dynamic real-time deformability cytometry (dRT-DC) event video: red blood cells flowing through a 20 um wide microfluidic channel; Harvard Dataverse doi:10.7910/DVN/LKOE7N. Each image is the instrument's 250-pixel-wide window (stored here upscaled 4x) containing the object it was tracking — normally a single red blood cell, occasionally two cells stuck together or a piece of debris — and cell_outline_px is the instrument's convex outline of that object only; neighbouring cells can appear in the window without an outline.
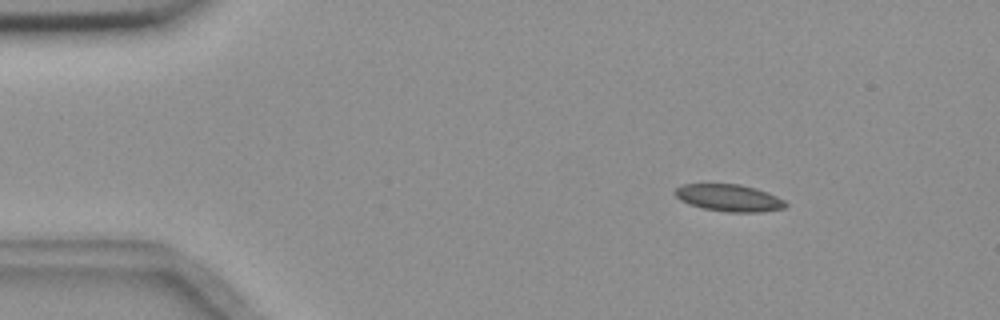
{"species": "common noctule bat (a hibernating species)", "species_latin": "Nyctalus noctula", "temperature_condition": "room temperature", "stored_images_in_passage": 49, "camera_frame_rate_fps": 3000, "um_per_image_px": 0.085, "animal": {"sex": "female", "body_mass_g": 18.4}, "frame": {"image": 1, "passage_image": 1, "time_ms": 0.0, "image_size_px": [1000, 320], "cell_outline_px": [[788, 204], [784, 208], [760, 212], [728, 212], [704, 208], [688, 204], [680, 200], [672, 192], [680, 184], [740, 184], [756, 188], [768, 192], [784, 200]], "centroid_in_image_um": [61.95, 16.81], "position_along_channel_um": 23.1, "area_um2": 17.51}}
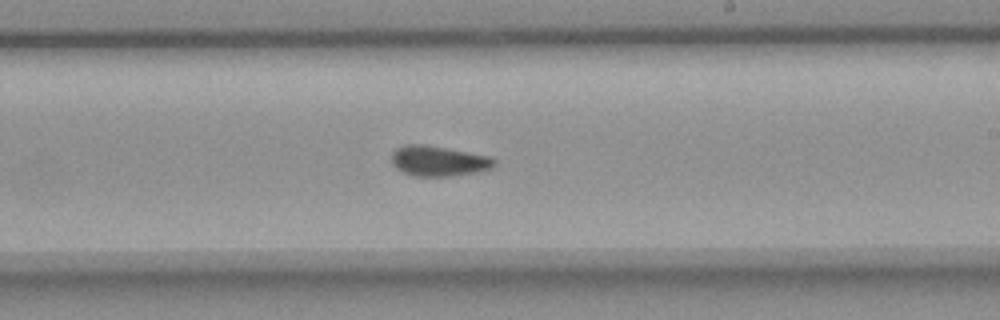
{"frame": {"image": 2, "passage_image": 26, "time_ms": 8.333, "image_size_px": [1000, 320], "cell_outline_px": [[496, 164], [492, 168], [476, 172], [452, 176], [412, 176], [400, 172], [392, 164], [392, 152], [396, 148], [404, 144], [424, 144], [488, 156], [496, 160]], "centroid_in_image_um": [37.23, 13.69], "position_along_channel_um": 251.8, "area_um2": 18.21}}
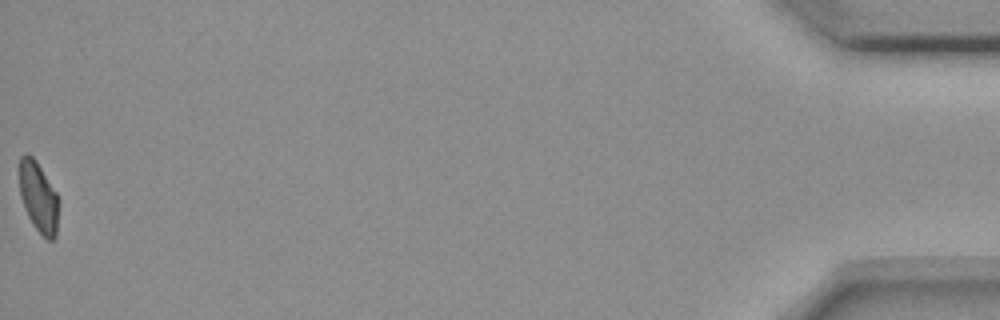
{"frame": {"image": 3, "passage_image": 49, "time_ms": 16.0, "image_size_px": [1000, 320], "cell_outline_px": [[56, 236], [52, 240], [48, 240], [32, 224], [28, 216], [20, 196], [20, 156], [32, 156], [36, 160], [56, 192]], "centroid_in_image_um": [3.24, 16.75], "position_along_channel_um": 432.0, "area_um2": 15.37}, "authors_computed_cell_mechanics": {"area_um2": 17.6868, "velocity_mm_per_s": 3.6557, "shape_relaxation_time_tau1_ms": null, "shape_relaxation_time_tau2_ms": 3.4266, "deformation_change_tau1": null, "deformation_change_tau2": 0.0741}}